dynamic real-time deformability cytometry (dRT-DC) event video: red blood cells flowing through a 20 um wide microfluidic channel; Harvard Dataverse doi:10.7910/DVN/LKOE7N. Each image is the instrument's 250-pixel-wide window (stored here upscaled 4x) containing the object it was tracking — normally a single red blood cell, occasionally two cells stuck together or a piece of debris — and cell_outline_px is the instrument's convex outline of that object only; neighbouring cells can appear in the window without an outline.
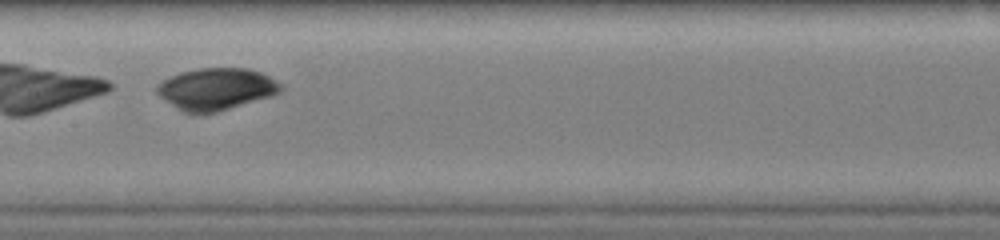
{"species": "common noctule bat (a hibernating species)", "species_latin": "Nyctalus noctula", "temperature_condition": "warm", "stored_images_in_passage": 30, "camera_frame_rate_fps": 3000, "um_per_image_px": 0.085, "animal": {"sex": "female", "body_mass_g": 19.0, "forearm_length_mm": 51.5}, "frame": {"image": 1, "passage_image": 14, "time_ms": 4.333, "image_size_px": [1000, 240], "cell_outline_px": [[284, 88], [280, 92], [268, 96], [216, 112], [184, 112], [160, 96], [156, 92], [156, 84], [180, 72], [200, 68], [248, 68], [260, 72], [284, 84]], "centroid_in_image_um": [18.39, 7.53], "position_along_channel_um": 189.0, "area_um2": 29.65}}
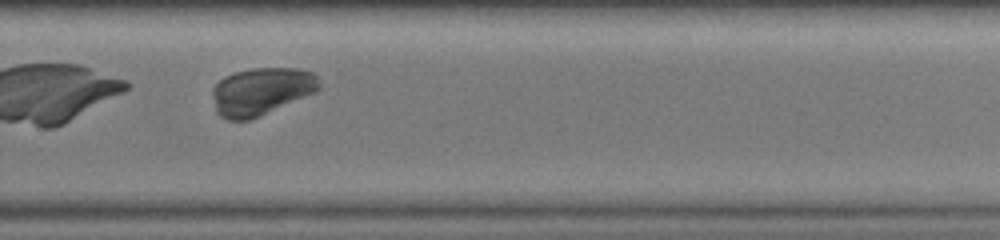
{"frame": {"image": 2, "passage_image": 22, "time_ms": 7.0, "image_size_px": [1000, 240], "cell_outline_px": [[320, 88], [312, 92], [252, 120], [228, 120], [220, 116], [216, 112], [212, 96], [212, 88], [224, 76], [236, 72], [252, 68], [300, 68], [312, 72], [320, 80]], "centroid_in_image_um": [22.17, 7.76], "position_along_channel_um": 307.6, "area_um2": 29.42}}
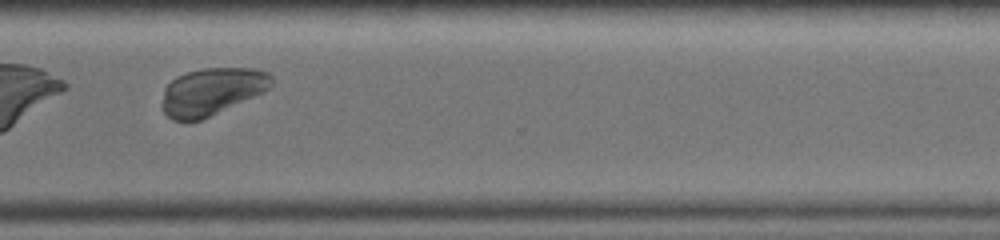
{"frame": {"image": 3, "passage_image": 25, "time_ms": 8.0, "image_size_px": [1000, 240], "cell_outline_px": [[272, 84], [264, 92], [200, 120], [184, 124], [172, 120], [164, 112], [164, 88], [176, 76], [188, 72], [204, 68], [252, 68], [268, 72], [272, 76]], "centroid_in_image_um": [18.0, 7.79], "position_along_channel_um": 352.6, "area_um2": 30.06}}